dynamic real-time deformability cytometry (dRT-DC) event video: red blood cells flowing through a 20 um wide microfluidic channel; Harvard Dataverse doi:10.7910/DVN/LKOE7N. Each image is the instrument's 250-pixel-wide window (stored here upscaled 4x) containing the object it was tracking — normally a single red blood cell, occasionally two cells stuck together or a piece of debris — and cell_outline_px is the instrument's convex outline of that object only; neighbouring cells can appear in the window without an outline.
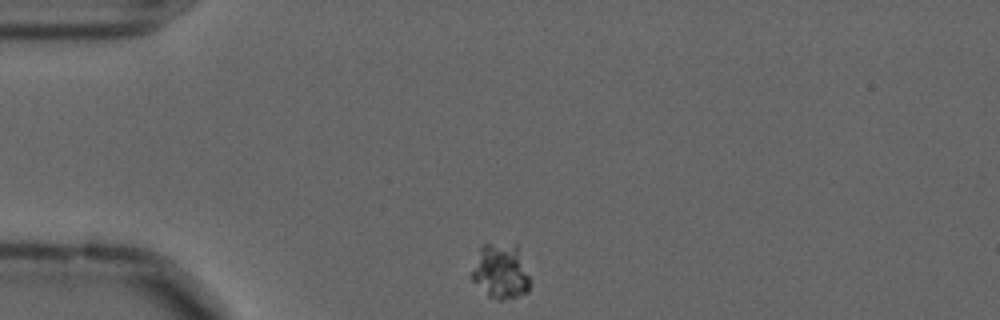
{"species": "common noctule bat (a hibernating species)", "species_latin": "Nyctalus noctula", "temperature_condition": "cold", "stored_images_in_passage": 47, "camera_frame_rate_fps": 3000, "um_per_image_px": 0.085, "animal": {"sex": "male", "forearm_length_mm": 52.5}, "frame": {"image": 1, "passage_image": 1, "time_ms": 0.0, "image_size_px": [1000, 320], "cell_outline_px": [[532, 284], [528, 292], [516, 296], [500, 300], [496, 300], [488, 296], [472, 280], [472, 272], [480, 244], [516, 244]], "centroid_in_image_um": [42.56, 23.07], "position_along_channel_um": 42.4, "area_um2": 18.55}}
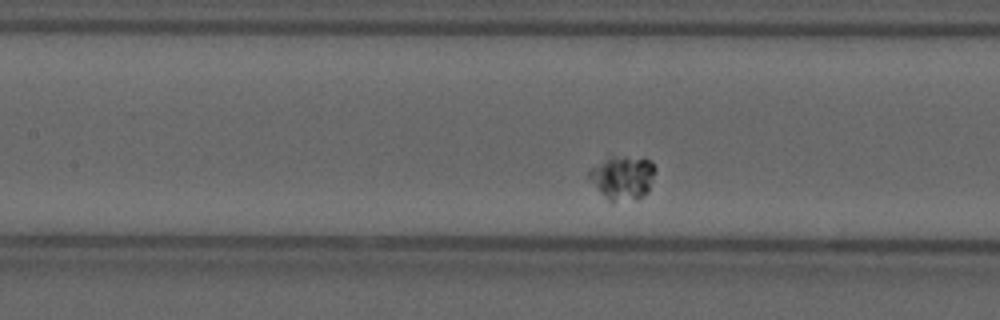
{"frame": {"image": 2, "passage_image": 14, "time_ms": 4.333, "image_size_px": [1000, 320], "cell_outline_px": [[656, 168], [648, 192], [640, 196], [612, 204], [608, 200], [588, 176], [588, 168], [612, 156], [644, 156], [652, 160]], "centroid_in_image_um": [52.95, 15.05], "position_along_channel_um": 154.5, "area_um2": 17.05}}
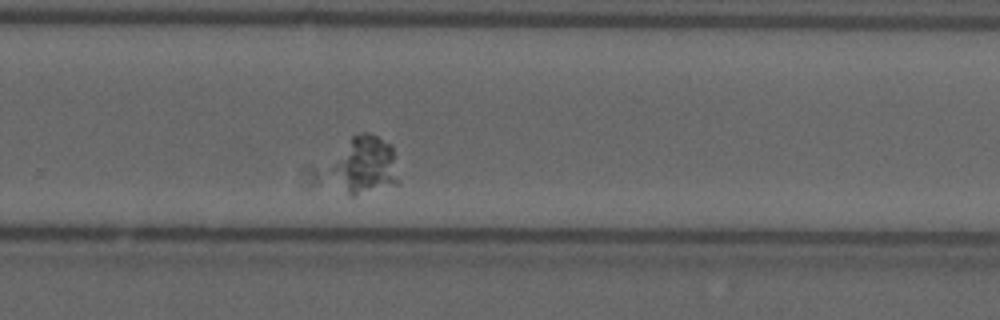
{"frame": {"image": 3, "passage_image": 27, "time_ms": 8.667, "image_size_px": [1000, 320], "cell_outline_px": [[400, 184], [356, 196], [348, 196], [332, 172], [332, 168], [352, 136], [364, 132], [368, 132], [392, 144], [400, 180]], "centroid_in_image_um": [31.15, 14.06], "position_along_channel_um": 298.7, "area_um2": 22.31}}